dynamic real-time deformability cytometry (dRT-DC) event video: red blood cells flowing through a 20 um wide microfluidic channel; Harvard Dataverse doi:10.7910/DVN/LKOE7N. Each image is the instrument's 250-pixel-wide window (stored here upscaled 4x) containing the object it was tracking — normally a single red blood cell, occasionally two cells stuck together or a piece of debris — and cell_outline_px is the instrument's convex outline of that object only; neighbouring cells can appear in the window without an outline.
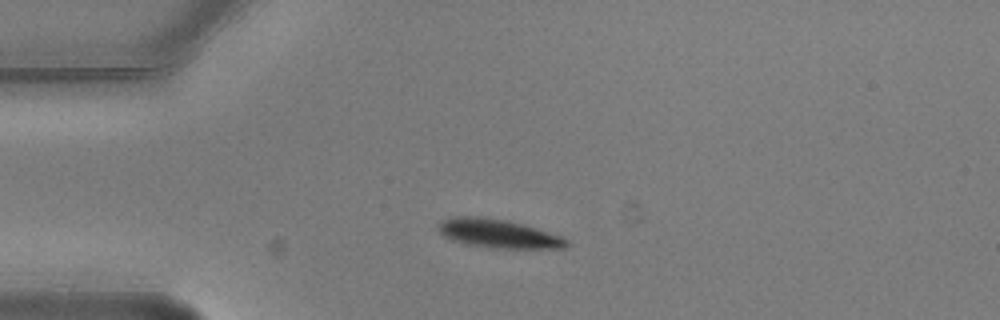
{"species": "common noctule bat (a hibernating species)", "species_latin": "Nyctalus noctula", "temperature_condition": "warm", "stored_images_in_passage": 8, "camera_frame_rate_fps": 3000, "um_per_image_px": 0.085, "animal": {"sex": "male", "body_mass_g": 20.5, "forearm_length_mm": 52.5}, "frame": {"image": 1, "passage_image": 3, "time_ms": 0.667, "image_size_px": [1000, 320], "cell_outline_px": [[568, 244], [564, 248], [496, 248], [472, 244], [452, 240], [444, 236], [436, 228], [444, 220], [452, 216], [484, 216], [508, 220], [524, 224], [560, 236], [568, 240]], "centroid_in_image_um": [42.35, 19.83], "position_along_channel_um": 42.6, "area_um2": 21.21}}
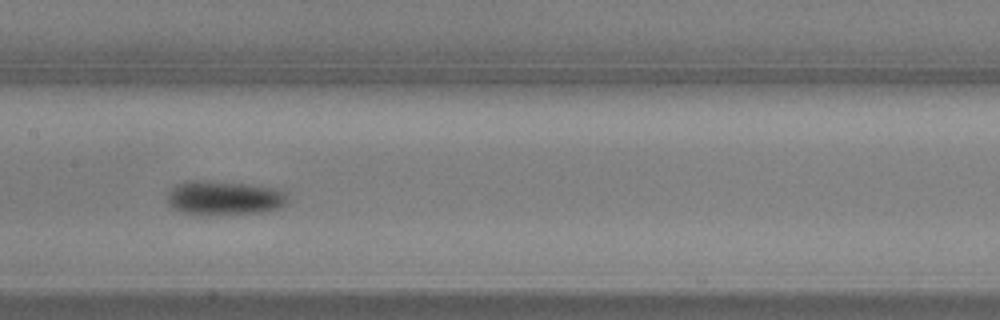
{"frame": {"image": 2, "passage_image": 7, "time_ms": 2.0, "image_size_px": [1000, 320], "cell_outline_px": [[288, 200], [280, 208], [264, 212], [180, 212], [172, 208], [168, 204], [168, 192], [176, 184], [184, 180], [208, 180], [248, 184], [276, 188], [284, 192], [288, 196]], "centroid_in_image_um": [19.05, 16.76], "position_along_channel_um": 188.3, "area_um2": 23.41}}
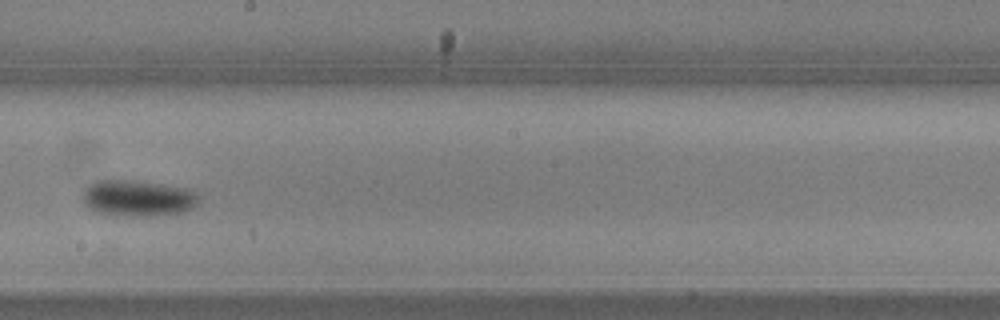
{"frame": {"image": 3, "passage_image": 8, "time_ms": 2.333, "image_size_px": [1000, 320], "cell_outline_px": [[200, 200], [192, 208], [184, 212], [152, 216], [120, 216], [96, 212], [88, 208], [80, 200], [80, 192], [88, 184], [96, 180], [132, 180], [188, 188], [196, 192], [200, 196]], "centroid_in_image_um": [11.66, 16.85], "position_along_channel_um": 236.5, "area_um2": 25.14}}